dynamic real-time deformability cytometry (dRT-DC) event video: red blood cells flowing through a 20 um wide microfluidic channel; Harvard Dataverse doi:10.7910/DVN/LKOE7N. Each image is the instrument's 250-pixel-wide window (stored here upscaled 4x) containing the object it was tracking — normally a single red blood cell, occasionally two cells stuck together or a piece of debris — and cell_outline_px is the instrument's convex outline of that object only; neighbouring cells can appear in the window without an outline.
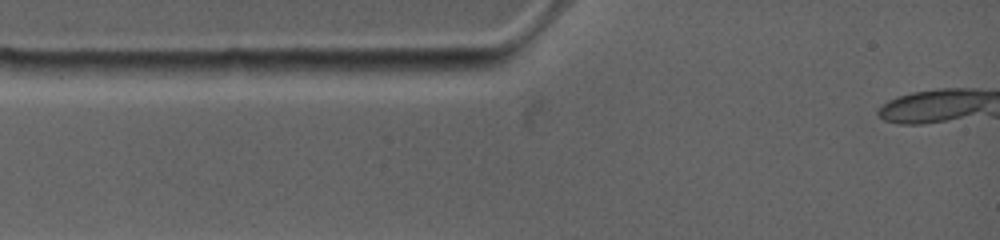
{"species": "common noctule bat (a hibernating species)", "species_latin": "Nyctalus noctula", "temperature_condition": "warm", "stored_images_in_passage": 1, "camera_frame_rate_fps": 4500, "um_per_image_px": 0.085, "animal": {"sex": "female", "body_mass_g": 19.0, "forearm_length_mm": 53.3}, "frame": {"image": 1, "passage_image": 1, "time_ms": 0.0, "image_size_px": [1000, 240], "cell_outline_px": [[608, 172], [604, 192], [600, 200], [540, 196], [532, 192], [540, 176], [552, 156], [564, 144], [572, 140], [596, 148]], "centroid_in_image_um": [48.76, 14.77], "position_along_channel_um": 36.2, "area_um2": 22.89}}